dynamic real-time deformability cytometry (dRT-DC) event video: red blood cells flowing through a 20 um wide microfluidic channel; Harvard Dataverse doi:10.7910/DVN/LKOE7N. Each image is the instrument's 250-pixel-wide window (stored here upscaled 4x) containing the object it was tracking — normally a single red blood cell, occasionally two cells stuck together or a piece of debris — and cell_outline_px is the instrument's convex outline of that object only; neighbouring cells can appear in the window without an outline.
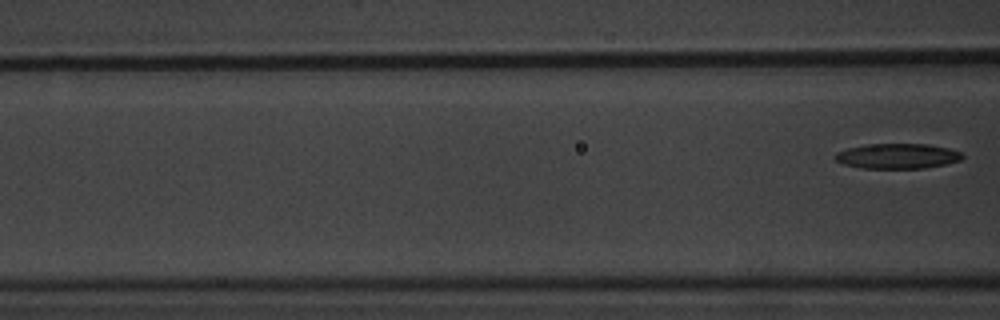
{"species": "common noctule bat (a hibernating species)", "species_latin": "Nyctalus noctula", "temperature_condition": "warm", "stored_images_in_passage": 7, "segment_of_instrument_passage": [2, 2], "camera_frame_rate_fps": 3000, "um_per_image_px": 0.085, "animal": {"sex": "male", "body_mass_g": 20.1, "forearm_length_mm": 53.5}, "frame": {"image": 1, "passage_image": 7, "time_ms": 8.0, "image_size_px": [1000, 320], "cell_outline_px": [[964, 156], [960, 160], [944, 164], [924, 168], [860, 168], [844, 164], [836, 160], [832, 156], [836, 152], [848, 148], [868, 144], [928, 144], [948, 148], [960, 152]], "centroid_in_image_um": [76.25, 13.26], "position_along_channel_um": 90.4, "area_um2": 18.55}}